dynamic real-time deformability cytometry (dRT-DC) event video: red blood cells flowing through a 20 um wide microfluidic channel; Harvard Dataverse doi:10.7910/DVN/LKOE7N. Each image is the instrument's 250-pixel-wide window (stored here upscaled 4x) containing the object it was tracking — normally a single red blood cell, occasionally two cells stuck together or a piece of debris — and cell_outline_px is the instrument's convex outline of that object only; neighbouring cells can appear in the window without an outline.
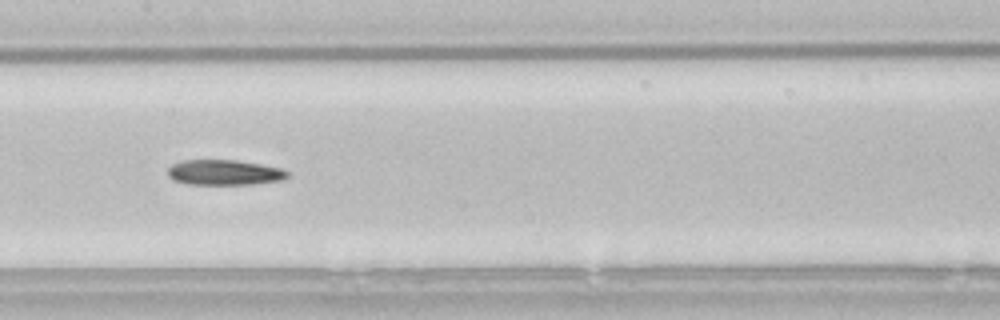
{"species": "common noctule bat (a hibernating species)", "species_latin": "Nyctalus noctula", "temperature_condition": "room temperature", "stored_images_in_passage": 18, "camera_frame_rate_fps": 3000, "um_per_image_px": 0.085, "animal": {"sex": "male", "body_mass_g": 21.5, "forearm_length_mm": 52.0}, "frame": {"image": 1, "passage_image": 13, "time_ms": 4.0, "image_size_px": [1000, 320], "cell_outline_px": [[288, 176], [280, 180], [252, 184], [188, 184], [172, 180], [168, 176], [168, 168], [172, 164], [184, 160], [236, 160], [260, 164], [280, 168], [288, 172]], "centroid_in_image_um": [19.02, 14.66], "position_along_channel_um": 188.4, "area_um2": 17.51}}
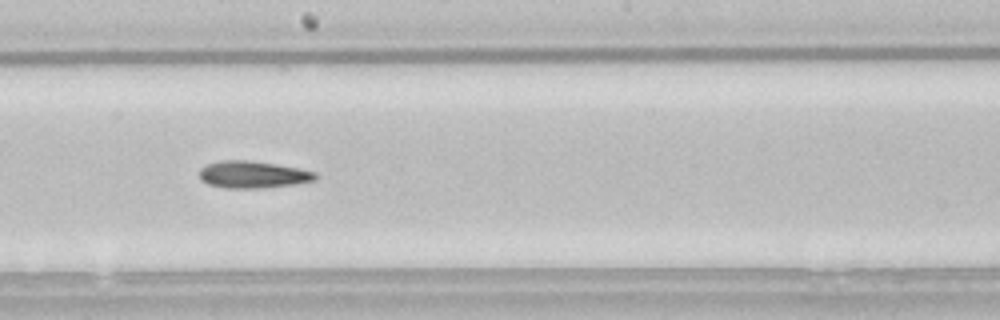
{"frame": {"image": 2, "passage_image": 16, "time_ms": 5.0, "image_size_px": [1000, 320], "cell_outline_px": [[316, 180], [296, 184], [260, 188], [224, 188], [208, 184], [200, 180], [200, 168], [204, 164], [220, 160], [252, 160], [300, 168], [316, 172]], "centroid_in_image_um": [21.47, 14.83], "position_along_channel_um": 226.7, "area_um2": 18.55}}